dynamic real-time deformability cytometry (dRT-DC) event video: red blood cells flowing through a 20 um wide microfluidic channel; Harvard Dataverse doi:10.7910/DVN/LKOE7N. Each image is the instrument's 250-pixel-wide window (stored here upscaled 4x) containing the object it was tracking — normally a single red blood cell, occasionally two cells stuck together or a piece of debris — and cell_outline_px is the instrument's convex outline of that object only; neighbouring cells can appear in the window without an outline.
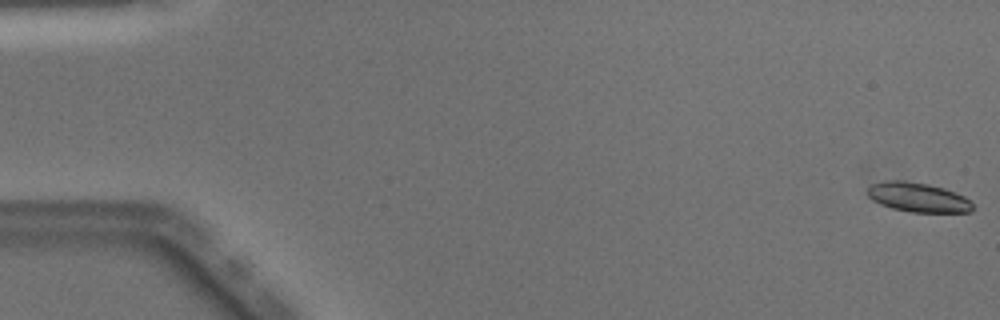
{"species": "Egyptian fruit bat (a non-hibernating species)", "species_latin": "Rousettus aegyptiacus", "temperature_condition": "warm", "stored_images_in_passage": 50, "camera_frame_rate_fps": 3000, "um_per_image_px": 0.085, "animal": {"sex": "male"}, "frame": {"image": 1, "passage_image": 1, "time_ms": 0.0, "image_size_px": [1000, 320], "cell_outline_px": [[972, 212], [912, 212], [892, 208], [880, 204], [872, 200], [868, 196], [868, 188], [872, 184], [884, 180], [904, 180], [928, 184], [944, 188], [964, 196], [972, 204]], "centroid_in_image_um": [78.0, 16.76], "position_along_channel_um": 7.0, "area_um2": 17.98}}
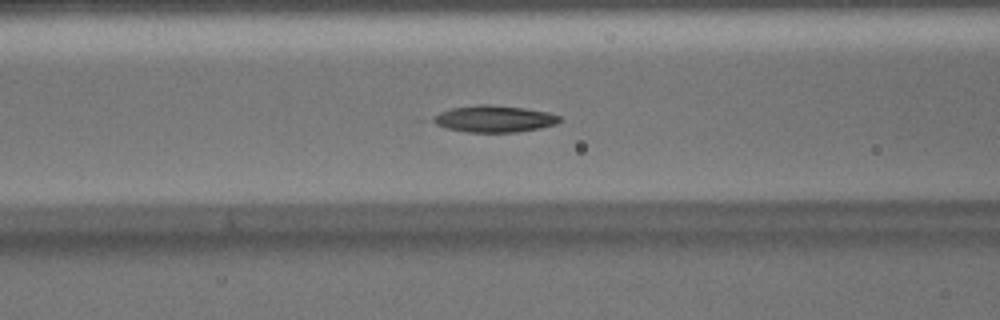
{"frame": {"image": 2, "passage_image": 21, "time_ms": 6.667, "image_size_px": [1000, 320], "cell_outline_px": [[560, 120], [556, 124], [540, 128], [516, 132], [468, 132], [444, 128], [428, 120], [440, 112], [452, 108], [476, 104], [488, 104], [524, 108], [548, 112], [560, 116]], "centroid_in_image_um": [41.96, 10.1], "position_along_channel_um": 124.6, "area_um2": 19.77}}
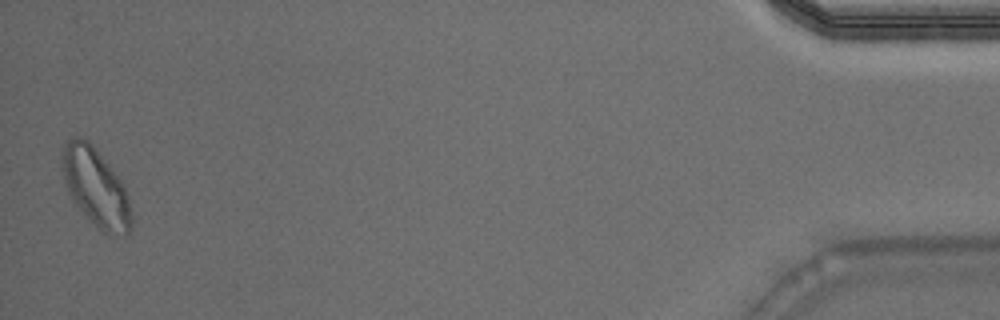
{"frame": {"image": 3, "passage_image": 50, "time_ms": 16.333, "image_size_px": [1000, 320], "cell_outline_px": [[132, 232], [124, 236], [108, 236], [96, 228], [72, 200], [68, 192], [60, 168], [60, 160], [64, 144], [72, 136], [84, 136], [92, 144], [108, 164], [120, 180], [124, 188], [128, 200], [132, 220]], "centroid_in_image_um": [8.11, 15.95], "position_along_channel_um": 427.1, "area_um2": 32.02}, "authors_computed_cell_mechanics": {"area_um2": 19.3052, "velocity_mm_per_s": 4.0342, "shape_relaxation_time_tau1_ms": 3.2588, "shape_relaxation_time_tau2_ms": 2.5482, "deformation_change_tau1": 0.1204, "deformation_change_tau2": 0.0826}}